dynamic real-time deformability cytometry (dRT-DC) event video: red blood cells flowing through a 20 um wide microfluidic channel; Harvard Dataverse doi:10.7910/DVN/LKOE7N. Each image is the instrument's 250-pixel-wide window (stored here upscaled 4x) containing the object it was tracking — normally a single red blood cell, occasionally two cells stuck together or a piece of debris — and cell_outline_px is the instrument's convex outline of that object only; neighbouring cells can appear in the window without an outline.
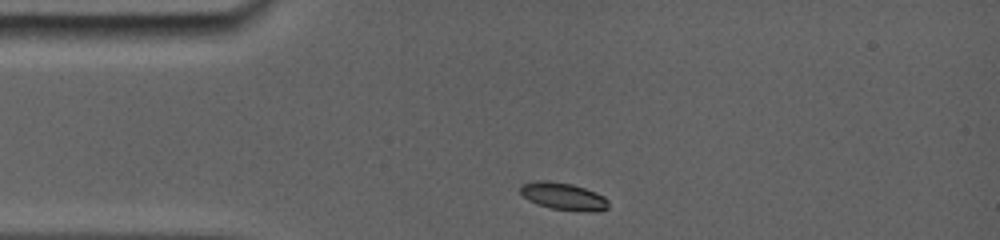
{"species": "common noctule bat (a hibernating species)", "species_latin": "Nyctalus noctula", "temperature_condition": "room temperature", "stored_images_in_passage": 13, "camera_frame_rate_fps": 5000, "um_per_image_px": 0.085, "animal": {"sex": "female", "body_mass_g": 19.0, "forearm_length_mm": 56.7}, "frame": {"image": 1, "passage_image": 1, "time_ms": 0.0, "image_size_px": [1000, 240], "cell_outline_px": [[608, 208], [600, 212], [588, 212], [552, 208], [536, 204], [528, 200], [520, 192], [520, 184], [536, 180], [548, 180], [572, 184], [596, 192], [604, 196], [608, 200]], "centroid_in_image_um": [47.9, 16.68], "position_along_channel_um": 37.1, "area_um2": 14.22}}
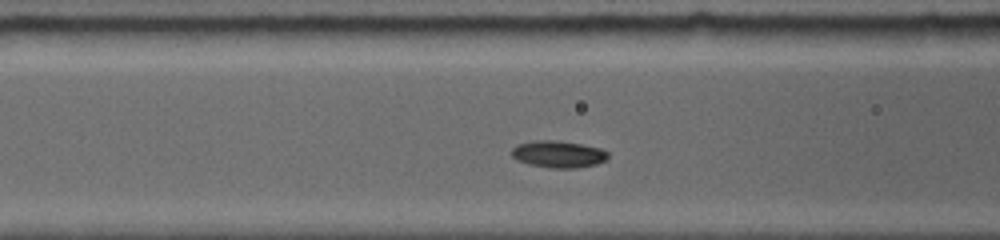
{"frame": {"image": 2, "passage_image": 10, "time_ms": 2.8, "image_size_px": [1000, 240], "cell_outline_px": [[608, 160], [596, 164], [576, 168], [552, 168], [528, 164], [516, 160], [512, 156], [512, 148], [520, 144], [544, 140], [548, 140], [580, 144], [600, 148], [608, 152]], "centroid_in_image_um": [47.49, 13.13], "position_along_channel_um": 119.1, "area_um2": 14.85}}
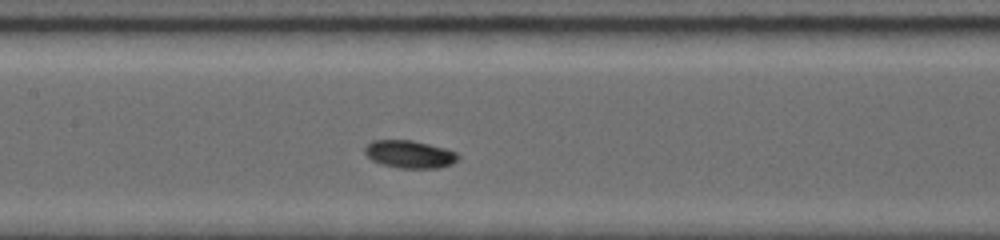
{"frame": {"image": 3, "passage_image": 13, "time_ms": 4.2, "image_size_px": [1000, 240], "cell_outline_px": [[460, 156], [452, 164], [440, 168], [400, 168], [380, 164], [372, 160], [364, 152], [364, 148], [368, 144], [376, 140], [408, 140], [456, 152]], "centroid_in_image_um": [34.79, 13.13], "position_along_channel_um": 172.6, "area_um2": 14.68}}